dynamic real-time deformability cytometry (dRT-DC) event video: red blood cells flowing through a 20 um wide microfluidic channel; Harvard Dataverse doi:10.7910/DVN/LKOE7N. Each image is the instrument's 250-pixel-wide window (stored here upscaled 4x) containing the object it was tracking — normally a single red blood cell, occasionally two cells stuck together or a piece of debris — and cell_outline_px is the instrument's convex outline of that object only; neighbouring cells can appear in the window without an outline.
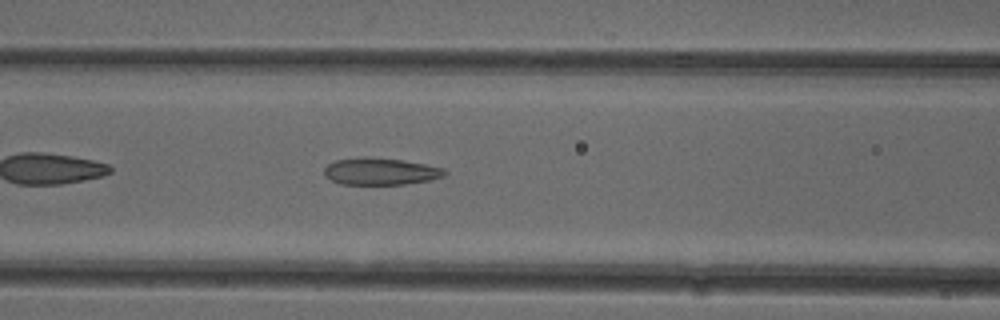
{"species": "common noctule bat (a hibernating species)", "species_latin": "Nyctalus noctula", "temperature_condition": "cold", "stored_images_in_passage": 38, "camera_frame_rate_fps": 3000, "um_per_image_px": 0.085, "animal": {"sex": "female"}, "frame": {"image": 1, "passage_image": 8, "time_ms": 2.333, "image_size_px": [1000, 320], "cell_outline_px": [[448, 172], [444, 176], [428, 180], [404, 184], [340, 184], [324, 176], [324, 168], [328, 164], [336, 160], [364, 156], [404, 160], [444, 168]], "centroid_in_image_um": [32.33, 14.56], "position_along_channel_um": 134.3, "area_um2": 18.96}}
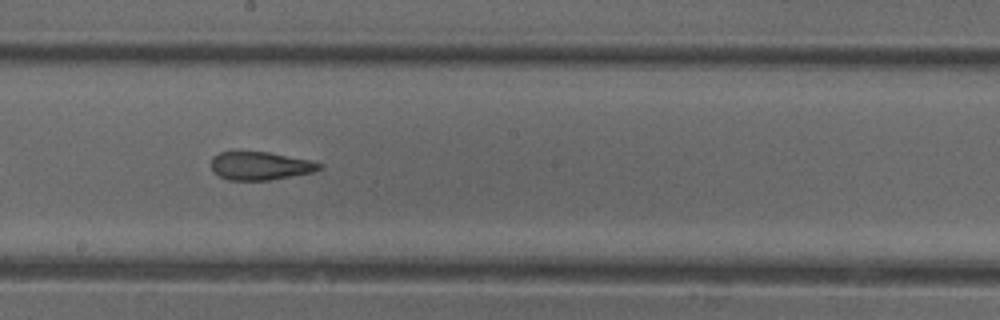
{"frame": {"image": 2, "passage_image": 15, "time_ms": 4.667, "image_size_px": [1000, 320], "cell_outline_px": [[324, 168], [312, 172], [268, 180], [228, 180], [220, 176], [212, 168], [212, 156], [220, 152], [268, 152], [308, 160], [324, 164]], "centroid_in_image_um": [22.14, 14.09], "position_along_channel_um": 226.1, "area_um2": 17.51}}
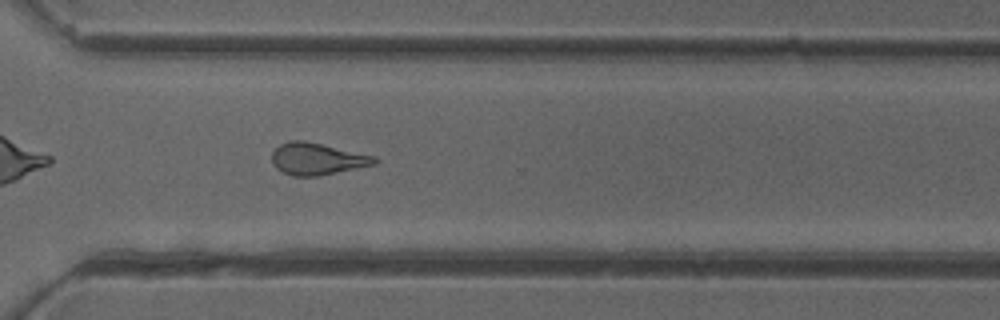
{"frame": {"image": 3, "passage_image": 24, "time_ms": 7.667, "image_size_px": [1000, 320], "cell_outline_px": [[380, 160], [376, 164], [320, 176], [292, 176], [276, 168], [272, 164], [272, 152], [280, 144], [288, 140], [304, 140], [376, 156]], "centroid_in_image_um": [26.97, 13.5], "position_along_channel_um": 343.6, "area_um2": 19.25}, "authors_computed_cell_mechanics": {"area_um2": 19.2185, "velocity_mm_per_s": 3.9373, "shape_relaxation_time_tau1_ms": null, "shape_relaxation_time_tau2_ms": 1.6981, "deformation_change_tau1": null, "deformation_change_tau2": 0.0949}}